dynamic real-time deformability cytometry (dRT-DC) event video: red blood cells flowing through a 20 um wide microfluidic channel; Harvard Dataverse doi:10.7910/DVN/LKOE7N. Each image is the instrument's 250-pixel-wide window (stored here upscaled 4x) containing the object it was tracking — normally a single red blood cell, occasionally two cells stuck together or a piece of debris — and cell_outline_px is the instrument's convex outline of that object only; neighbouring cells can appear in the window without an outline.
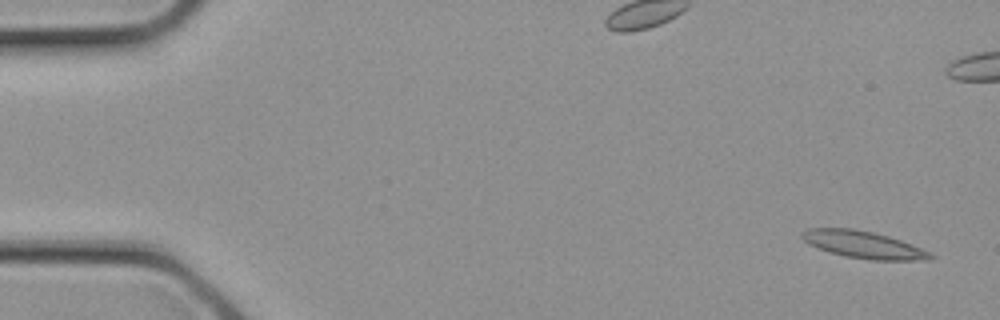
{"species": "common noctule bat (a hibernating species)", "species_latin": "Nyctalus noctula", "temperature_condition": "cold", "stored_images_in_passage": 11, "segment_of_instrument_passage": [1, 2], "camera_frame_rate_fps": 3000, "um_per_image_px": 0.085, "animal": {"sex": "female", "body_mass_g": 21.9}, "frame": {"image": 1, "passage_image": 1, "time_ms": 0.0, "image_size_px": [1000, 320], "cell_outline_px": [[936, 256], [928, 260], [872, 260], [844, 256], [828, 252], [808, 244], [800, 236], [808, 228], [852, 228], [872, 232], [888, 236], [900, 240], [932, 252]], "centroid_in_image_um": [73.41, 20.8], "position_along_channel_um": 11.6, "area_um2": 20.35}}
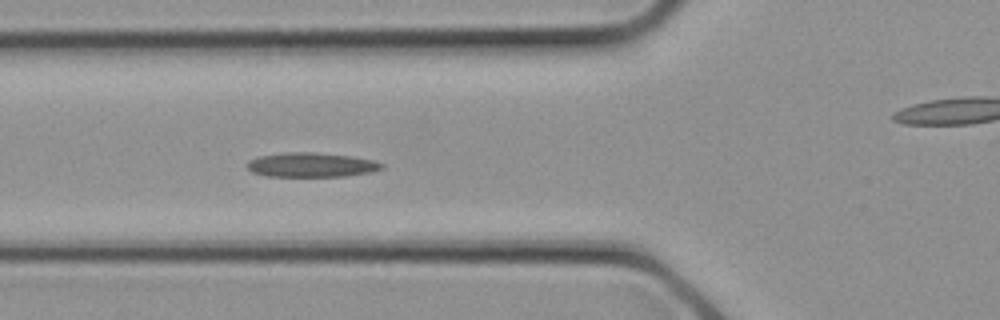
{"frame": {"image": 2, "passage_image": 10, "time_ms": 3.0, "image_size_px": [1000, 320], "cell_outline_px": [[384, 168], [372, 172], [344, 176], [264, 176], [252, 172], [248, 168], [248, 160], [260, 156], [280, 152], [312, 152], [352, 156], [372, 160], [384, 164]], "centroid_in_image_um": [26.46, 14.01], "position_along_channel_um": 99.3, "area_um2": 19.19}}